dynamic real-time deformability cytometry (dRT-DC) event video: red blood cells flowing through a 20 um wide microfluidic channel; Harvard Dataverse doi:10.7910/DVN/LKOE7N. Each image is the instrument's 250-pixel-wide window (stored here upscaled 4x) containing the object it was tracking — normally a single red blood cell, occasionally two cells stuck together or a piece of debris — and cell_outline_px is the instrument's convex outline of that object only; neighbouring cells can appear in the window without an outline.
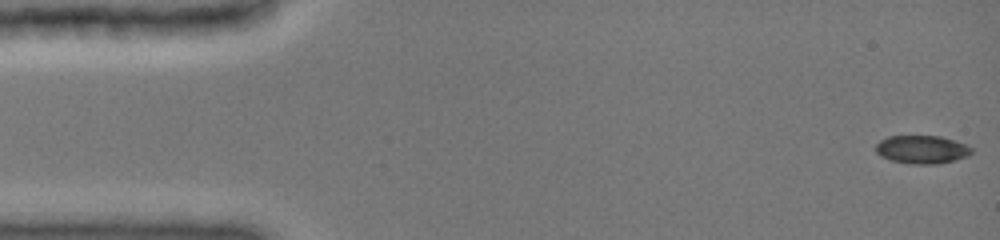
{"species": "common noctule bat (a hibernating species)", "species_latin": "Nyctalus noctula", "temperature_condition": "cold", "stored_images_in_passage": 71, "camera_frame_rate_fps": 3000, "um_per_image_px": 0.085, "animal": {"sex": "female", "body_mass_g": 19.0, "forearm_length_mm": 51.5}, "frame": {"image": 1, "passage_image": 1, "time_ms": 0.0, "image_size_px": [1000, 240], "cell_outline_px": [[972, 152], [968, 156], [936, 164], [912, 164], [892, 160], [880, 156], [876, 152], [876, 144], [880, 140], [888, 136], [940, 136], [964, 144], [972, 148]], "centroid_in_image_um": [78.33, 12.7], "position_along_channel_um": 6.7, "area_um2": 15.55}}
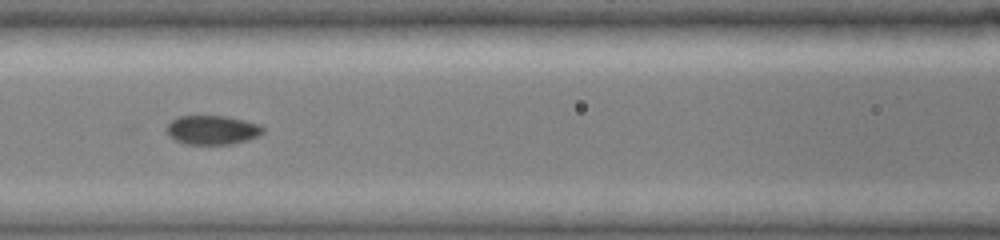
{"frame": {"image": 2, "passage_image": 39, "time_ms": 6.667, "image_size_px": [1000, 240], "cell_outline_px": [[264, 132], [260, 136], [248, 140], [232, 144], [184, 144], [176, 140], [164, 128], [172, 120], [180, 116], [224, 116], [244, 120], [260, 124], [264, 128]], "centroid_in_image_um": [18.09, 11.05], "position_along_channel_um": 148.5, "area_um2": 16.36}}
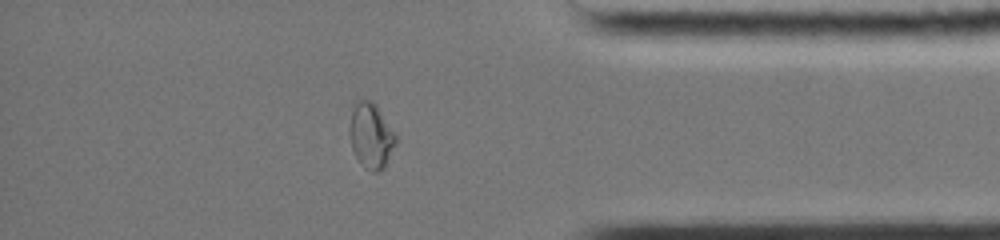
{"frame": {"image": 3, "passage_image": 63, "time_ms": 13.333, "image_size_px": [1000, 240], "cell_outline_px": [[396, 144], [384, 168], [380, 172], [372, 172], [364, 168], [360, 164], [352, 148], [348, 132], [352, 108], [356, 100], [368, 100], [376, 104], [396, 132]], "centroid_in_image_um": [31.54, 11.54], "position_along_channel_um": 403.7, "area_um2": 17.98}, "authors_computed_cell_mechanics": {"area_um2": 16.2418, "velocity_mm_per_s": 3.9801, "shape_relaxation_time_tau1_ms": null, "shape_relaxation_time_tau2_ms": 0.6015, "deformation_change_tau1": null, "deformation_change_tau2": 0.0311}}